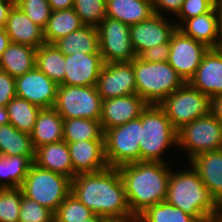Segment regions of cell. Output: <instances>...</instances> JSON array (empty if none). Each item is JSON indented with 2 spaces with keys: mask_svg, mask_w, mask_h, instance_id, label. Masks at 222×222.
Wrapping results in <instances>:
<instances>
[{
  "mask_svg": "<svg viewBox=\"0 0 222 222\" xmlns=\"http://www.w3.org/2000/svg\"><path fill=\"white\" fill-rule=\"evenodd\" d=\"M15 97V78L0 69V105L6 107Z\"/></svg>",
  "mask_w": 222,
  "mask_h": 222,
  "instance_id": "41",
  "label": "cell"
},
{
  "mask_svg": "<svg viewBox=\"0 0 222 222\" xmlns=\"http://www.w3.org/2000/svg\"><path fill=\"white\" fill-rule=\"evenodd\" d=\"M0 155L1 156H35L31 135L19 131L12 124L0 126Z\"/></svg>",
  "mask_w": 222,
  "mask_h": 222,
  "instance_id": "31",
  "label": "cell"
},
{
  "mask_svg": "<svg viewBox=\"0 0 222 222\" xmlns=\"http://www.w3.org/2000/svg\"><path fill=\"white\" fill-rule=\"evenodd\" d=\"M176 29V24L166 15L160 14H153L149 19L130 26L131 45L136 56L151 47L170 43L171 35Z\"/></svg>",
  "mask_w": 222,
  "mask_h": 222,
  "instance_id": "13",
  "label": "cell"
},
{
  "mask_svg": "<svg viewBox=\"0 0 222 222\" xmlns=\"http://www.w3.org/2000/svg\"><path fill=\"white\" fill-rule=\"evenodd\" d=\"M136 222H196V219L165 200L146 208Z\"/></svg>",
  "mask_w": 222,
  "mask_h": 222,
  "instance_id": "34",
  "label": "cell"
},
{
  "mask_svg": "<svg viewBox=\"0 0 222 222\" xmlns=\"http://www.w3.org/2000/svg\"><path fill=\"white\" fill-rule=\"evenodd\" d=\"M83 222H109V221L98 214H94L93 216L84 220Z\"/></svg>",
  "mask_w": 222,
  "mask_h": 222,
  "instance_id": "51",
  "label": "cell"
},
{
  "mask_svg": "<svg viewBox=\"0 0 222 222\" xmlns=\"http://www.w3.org/2000/svg\"><path fill=\"white\" fill-rule=\"evenodd\" d=\"M63 140L67 143L85 140H104L101 122L86 118L64 119Z\"/></svg>",
  "mask_w": 222,
  "mask_h": 222,
  "instance_id": "32",
  "label": "cell"
},
{
  "mask_svg": "<svg viewBox=\"0 0 222 222\" xmlns=\"http://www.w3.org/2000/svg\"><path fill=\"white\" fill-rule=\"evenodd\" d=\"M71 194L109 222H136L118 168L109 166L97 172L76 174L71 181Z\"/></svg>",
  "mask_w": 222,
  "mask_h": 222,
  "instance_id": "1",
  "label": "cell"
},
{
  "mask_svg": "<svg viewBox=\"0 0 222 222\" xmlns=\"http://www.w3.org/2000/svg\"><path fill=\"white\" fill-rule=\"evenodd\" d=\"M15 5V0H0V27L5 28L9 13L13 6Z\"/></svg>",
  "mask_w": 222,
  "mask_h": 222,
  "instance_id": "44",
  "label": "cell"
},
{
  "mask_svg": "<svg viewBox=\"0 0 222 222\" xmlns=\"http://www.w3.org/2000/svg\"><path fill=\"white\" fill-rule=\"evenodd\" d=\"M106 0H75L73 9L84 25L97 27L106 18Z\"/></svg>",
  "mask_w": 222,
  "mask_h": 222,
  "instance_id": "36",
  "label": "cell"
},
{
  "mask_svg": "<svg viewBox=\"0 0 222 222\" xmlns=\"http://www.w3.org/2000/svg\"><path fill=\"white\" fill-rule=\"evenodd\" d=\"M18 222H54V213L22 194Z\"/></svg>",
  "mask_w": 222,
  "mask_h": 222,
  "instance_id": "39",
  "label": "cell"
},
{
  "mask_svg": "<svg viewBox=\"0 0 222 222\" xmlns=\"http://www.w3.org/2000/svg\"><path fill=\"white\" fill-rule=\"evenodd\" d=\"M9 123L21 132L31 134L41 108L29 101L15 97L7 105Z\"/></svg>",
  "mask_w": 222,
  "mask_h": 222,
  "instance_id": "33",
  "label": "cell"
},
{
  "mask_svg": "<svg viewBox=\"0 0 222 222\" xmlns=\"http://www.w3.org/2000/svg\"><path fill=\"white\" fill-rule=\"evenodd\" d=\"M215 5V0H184L179 13L174 17L177 18V28L186 20L200 14L209 12Z\"/></svg>",
  "mask_w": 222,
  "mask_h": 222,
  "instance_id": "40",
  "label": "cell"
},
{
  "mask_svg": "<svg viewBox=\"0 0 222 222\" xmlns=\"http://www.w3.org/2000/svg\"><path fill=\"white\" fill-rule=\"evenodd\" d=\"M170 54V44H160L145 50L139 57L148 62H167Z\"/></svg>",
  "mask_w": 222,
  "mask_h": 222,
  "instance_id": "42",
  "label": "cell"
},
{
  "mask_svg": "<svg viewBox=\"0 0 222 222\" xmlns=\"http://www.w3.org/2000/svg\"><path fill=\"white\" fill-rule=\"evenodd\" d=\"M184 148L188 160L201 153L222 149V124L210 112L177 130V147Z\"/></svg>",
  "mask_w": 222,
  "mask_h": 222,
  "instance_id": "8",
  "label": "cell"
},
{
  "mask_svg": "<svg viewBox=\"0 0 222 222\" xmlns=\"http://www.w3.org/2000/svg\"><path fill=\"white\" fill-rule=\"evenodd\" d=\"M217 201L222 198V149L205 152L189 161Z\"/></svg>",
  "mask_w": 222,
  "mask_h": 222,
  "instance_id": "23",
  "label": "cell"
},
{
  "mask_svg": "<svg viewBox=\"0 0 222 222\" xmlns=\"http://www.w3.org/2000/svg\"><path fill=\"white\" fill-rule=\"evenodd\" d=\"M21 200L20 188L0 189V222H18Z\"/></svg>",
  "mask_w": 222,
  "mask_h": 222,
  "instance_id": "37",
  "label": "cell"
},
{
  "mask_svg": "<svg viewBox=\"0 0 222 222\" xmlns=\"http://www.w3.org/2000/svg\"><path fill=\"white\" fill-rule=\"evenodd\" d=\"M63 119L86 118L100 120L102 98L96 85L72 86L60 84L53 107Z\"/></svg>",
  "mask_w": 222,
  "mask_h": 222,
  "instance_id": "10",
  "label": "cell"
},
{
  "mask_svg": "<svg viewBox=\"0 0 222 222\" xmlns=\"http://www.w3.org/2000/svg\"><path fill=\"white\" fill-rule=\"evenodd\" d=\"M155 14L164 15L169 12L171 17L177 15L182 8L184 0H151ZM166 12H163V11Z\"/></svg>",
  "mask_w": 222,
  "mask_h": 222,
  "instance_id": "43",
  "label": "cell"
},
{
  "mask_svg": "<svg viewBox=\"0 0 222 222\" xmlns=\"http://www.w3.org/2000/svg\"><path fill=\"white\" fill-rule=\"evenodd\" d=\"M188 83L210 98L222 95V47L208 49Z\"/></svg>",
  "mask_w": 222,
  "mask_h": 222,
  "instance_id": "18",
  "label": "cell"
},
{
  "mask_svg": "<svg viewBox=\"0 0 222 222\" xmlns=\"http://www.w3.org/2000/svg\"><path fill=\"white\" fill-rule=\"evenodd\" d=\"M97 30L104 63L131 62L136 57L131 45L129 25L106 17L97 26Z\"/></svg>",
  "mask_w": 222,
  "mask_h": 222,
  "instance_id": "11",
  "label": "cell"
},
{
  "mask_svg": "<svg viewBox=\"0 0 222 222\" xmlns=\"http://www.w3.org/2000/svg\"><path fill=\"white\" fill-rule=\"evenodd\" d=\"M9 123V117L6 107L0 105V126Z\"/></svg>",
  "mask_w": 222,
  "mask_h": 222,
  "instance_id": "50",
  "label": "cell"
},
{
  "mask_svg": "<svg viewBox=\"0 0 222 222\" xmlns=\"http://www.w3.org/2000/svg\"><path fill=\"white\" fill-rule=\"evenodd\" d=\"M139 118L140 161L168 163L162 156L170 146H177V130L158 105H148Z\"/></svg>",
  "mask_w": 222,
  "mask_h": 222,
  "instance_id": "5",
  "label": "cell"
},
{
  "mask_svg": "<svg viewBox=\"0 0 222 222\" xmlns=\"http://www.w3.org/2000/svg\"><path fill=\"white\" fill-rule=\"evenodd\" d=\"M169 44L170 54L167 62L184 82H188L209 48L202 42L185 36L179 29L171 35Z\"/></svg>",
  "mask_w": 222,
  "mask_h": 222,
  "instance_id": "12",
  "label": "cell"
},
{
  "mask_svg": "<svg viewBox=\"0 0 222 222\" xmlns=\"http://www.w3.org/2000/svg\"><path fill=\"white\" fill-rule=\"evenodd\" d=\"M196 222H215V219L213 216H211L204 219L196 220Z\"/></svg>",
  "mask_w": 222,
  "mask_h": 222,
  "instance_id": "52",
  "label": "cell"
},
{
  "mask_svg": "<svg viewBox=\"0 0 222 222\" xmlns=\"http://www.w3.org/2000/svg\"><path fill=\"white\" fill-rule=\"evenodd\" d=\"M214 8L217 14L218 31L222 38V0H215Z\"/></svg>",
  "mask_w": 222,
  "mask_h": 222,
  "instance_id": "47",
  "label": "cell"
},
{
  "mask_svg": "<svg viewBox=\"0 0 222 222\" xmlns=\"http://www.w3.org/2000/svg\"><path fill=\"white\" fill-rule=\"evenodd\" d=\"M52 11L73 8L75 0H48Z\"/></svg>",
  "mask_w": 222,
  "mask_h": 222,
  "instance_id": "46",
  "label": "cell"
},
{
  "mask_svg": "<svg viewBox=\"0 0 222 222\" xmlns=\"http://www.w3.org/2000/svg\"><path fill=\"white\" fill-rule=\"evenodd\" d=\"M132 65L136 94L149 105H159L185 83L168 62H148L136 56Z\"/></svg>",
  "mask_w": 222,
  "mask_h": 222,
  "instance_id": "4",
  "label": "cell"
},
{
  "mask_svg": "<svg viewBox=\"0 0 222 222\" xmlns=\"http://www.w3.org/2000/svg\"><path fill=\"white\" fill-rule=\"evenodd\" d=\"M141 128L142 121L137 118L104 131L105 158L108 166L118 168L140 161Z\"/></svg>",
  "mask_w": 222,
  "mask_h": 222,
  "instance_id": "9",
  "label": "cell"
},
{
  "mask_svg": "<svg viewBox=\"0 0 222 222\" xmlns=\"http://www.w3.org/2000/svg\"><path fill=\"white\" fill-rule=\"evenodd\" d=\"M166 201L196 220L214 216L216 210V200L193 166L181 172L171 170Z\"/></svg>",
  "mask_w": 222,
  "mask_h": 222,
  "instance_id": "3",
  "label": "cell"
},
{
  "mask_svg": "<svg viewBox=\"0 0 222 222\" xmlns=\"http://www.w3.org/2000/svg\"><path fill=\"white\" fill-rule=\"evenodd\" d=\"M63 117L54 108H42L36 117L31 135L34 150L63 140Z\"/></svg>",
  "mask_w": 222,
  "mask_h": 222,
  "instance_id": "24",
  "label": "cell"
},
{
  "mask_svg": "<svg viewBox=\"0 0 222 222\" xmlns=\"http://www.w3.org/2000/svg\"><path fill=\"white\" fill-rule=\"evenodd\" d=\"M211 113L222 124V95L211 98Z\"/></svg>",
  "mask_w": 222,
  "mask_h": 222,
  "instance_id": "45",
  "label": "cell"
},
{
  "mask_svg": "<svg viewBox=\"0 0 222 222\" xmlns=\"http://www.w3.org/2000/svg\"><path fill=\"white\" fill-rule=\"evenodd\" d=\"M58 86L36 66L15 78L16 97L25 99L41 109L54 107Z\"/></svg>",
  "mask_w": 222,
  "mask_h": 222,
  "instance_id": "14",
  "label": "cell"
},
{
  "mask_svg": "<svg viewBox=\"0 0 222 222\" xmlns=\"http://www.w3.org/2000/svg\"><path fill=\"white\" fill-rule=\"evenodd\" d=\"M34 159L35 156L0 155V189L19 188L33 164Z\"/></svg>",
  "mask_w": 222,
  "mask_h": 222,
  "instance_id": "29",
  "label": "cell"
},
{
  "mask_svg": "<svg viewBox=\"0 0 222 222\" xmlns=\"http://www.w3.org/2000/svg\"><path fill=\"white\" fill-rule=\"evenodd\" d=\"M176 130L211 112V98L185 82L158 105Z\"/></svg>",
  "mask_w": 222,
  "mask_h": 222,
  "instance_id": "7",
  "label": "cell"
},
{
  "mask_svg": "<svg viewBox=\"0 0 222 222\" xmlns=\"http://www.w3.org/2000/svg\"><path fill=\"white\" fill-rule=\"evenodd\" d=\"M71 181L70 178L41 168L33 162L19 188L23 196L55 213L71 193Z\"/></svg>",
  "mask_w": 222,
  "mask_h": 222,
  "instance_id": "6",
  "label": "cell"
},
{
  "mask_svg": "<svg viewBox=\"0 0 222 222\" xmlns=\"http://www.w3.org/2000/svg\"><path fill=\"white\" fill-rule=\"evenodd\" d=\"M15 5L42 29L46 27L52 12L48 0H15Z\"/></svg>",
  "mask_w": 222,
  "mask_h": 222,
  "instance_id": "38",
  "label": "cell"
},
{
  "mask_svg": "<svg viewBox=\"0 0 222 222\" xmlns=\"http://www.w3.org/2000/svg\"><path fill=\"white\" fill-rule=\"evenodd\" d=\"M73 170L76 174L101 171L108 166L104 140H85L67 143Z\"/></svg>",
  "mask_w": 222,
  "mask_h": 222,
  "instance_id": "19",
  "label": "cell"
},
{
  "mask_svg": "<svg viewBox=\"0 0 222 222\" xmlns=\"http://www.w3.org/2000/svg\"><path fill=\"white\" fill-rule=\"evenodd\" d=\"M5 30L11 43L29 45L36 49L45 43L43 29L16 5L9 13Z\"/></svg>",
  "mask_w": 222,
  "mask_h": 222,
  "instance_id": "20",
  "label": "cell"
},
{
  "mask_svg": "<svg viewBox=\"0 0 222 222\" xmlns=\"http://www.w3.org/2000/svg\"><path fill=\"white\" fill-rule=\"evenodd\" d=\"M55 46L64 55L75 53H100L99 34L97 27L84 25L81 28L60 38Z\"/></svg>",
  "mask_w": 222,
  "mask_h": 222,
  "instance_id": "27",
  "label": "cell"
},
{
  "mask_svg": "<svg viewBox=\"0 0 222 222\" xmlns=\"http://www.w3.org/2000/svg\"><path fill=\"white\" fill-rule=\"evenodd\" d=\"M96 88L102 100L136 94L132 61L104 63Z\"/></svg>",
  "mask_w": 222,
  "mask_h": 222,
  "instance_id": "15",
  "label": "cell"
},
{
  "mask_svg": "<svg viewBox=\"0 0 222 222\" xmlns=\"http://www.w3.org/2000/svg\"><path fill=\"white\" fill-rule=\"evenodd\" d=\"M106 17L132 26L149 19L154 13L151 0H106Z\"/></svg>",
  "mask_w": 222,
  "mask_h": 222,
  "instance_id": "25",
  "label": "cell"
},
{
  "mask_svg": "<svg viewBox=\"0 0 222 222\" xmlns=\"http://www.w3.org/2000/svg\"><path fill=\"white\" fill-rule=\"evenodd\" d=\"M149 104L137 94L102 100L100 122L103 131L137 119Z\"/></svg>",
  "mask_w": 222,
  "mask_h": 222,
  "instance_id": "16",
  "label": "cell"
},
{
  "mask_svg": "<svg viewBox=\"0 0 222 222\" xmlns=\"http://www.w3.org/2000/svg\"><path fill=\"white\" fill-rule=\"evenodd\" d=\"M84 26L73 8L52 11L43 29L45 43L54 44L60 38Z\"/></svg>",
  "mask_w": 222,
  "mask_h": 222,
  "instance_id": "28",
  "label": "cell"
},
{
  "mask_svg": "<svg viewBox=\"0 0 222 222\" xmlns=\"http://www.w3.org/2000/svg\"><path fill=\"white\" fill-rule=\"evenodd\" d=\"M213 217L215 222H222V198L216 201V210Z\"/></svg>",
  "mask_w": 222,
  "mask_h": 222,
  "instance_id": "49",
  "label": "cell"
},
{
  "mask_svg": "<svg viewBox=\"0 0 222 222\" xmlns=\"http://www.w3.org/2000/svg\"><path fill=\"white\" fill-rule=\"evenodd\" d=\"M93 215L89 208L70 193L54 213V222H83Z\"/></svg>",
  "mask_w": 222,
  "mask_h": 222,
  "instance_id": "35",
  "label": "cell"
},
{
  "mask_svg": "<svg viewBox=\"0 0 222 222\" xmlns=\"http://www.w3.org/2000/svg\"><path fill=\"white\" fill-rule=\"evenodd\" d=\"M65 64V55L55 44L44 43L37 48L35 66L58 85L64 81Z\"/></svg>",
  "mask_w": 222,
  "mask_h": 222,
  "instance_id": "30",
  "label": "cell"
},
{
  "mask_svg": "<svg viewBox=\"0 0 222 222\" xmlns=\"http://www.w3.org/2000/svg\"><path fill=\"white\" fill-rule=\"evenodd\" d=\"M170 169L168 163L150 161L118 167L129 209L135 217L149 206L166 200Z\"/></svg>",
  "mask_w": 222,
  "mask_h": 222,
  "instance_id": "2",
  "label": "cell"
},
{
  "mask_svg": "<svg viewBox=\"0 0 222 222\" xmlns=\"http://www.w3.org/2000/svg\"><path fill=\"white\" fill-rule=\"evenodd\" d=\"M36 48L11 43L0 57V69L17 78L35 67Z\"/></svg>",
  "mask_w": 222,
  "mask_h": 222,
  "instance_id": "26",
  "label": "cell"
},
{
  "mask_svg": "<svg viewBox=\"0 0 222 222\" xmlns=\"http://www.w3.org/2000/svg\"><path fill=\"white\" fill-rule=\"evenodd\" d=\"M9 44H10L9 36L5 28H2L0 30V57L2 56V53L7 49V46Z\"/></svg>",
  "mask_w": 222,
  "mask_h": 222,
  "instance_id": "48",
  "label": "cell"
},
{
  "mask_svg": "<svg viewBox=\"0 0 222 222\" xmlns=\"http://www.w3.org/2000/svg\"><path fill=\"white\" fill-rule=\"evenodd\" d=\"M34 163L71 180L76 175L73 170L69 147L64 140L38 147L35 150Z\"/></svg>",
  "mask_w": 222,
  "mask_h": 222,
  "instance_id": "22",
  "label": "cell"
},
{
  "mask_svg": "<svg viewBox=\"0 0 222 222\" xmlns=\"http://www.w3.org/2000/svg\"><path fill=\"white\" fill-rule=\"evenodd\" d=\"M177 29L185 36L202 42L208 48L222 47V38L218 31L217 14L214 7L209 12L186 19Z\"/></svg>",
  "mask_w": 222,
  "mask_h": 222,
  "instance_id": "21",
  "label": "cell"
},
{
  "mask_svg": "<svg viewBox=\"0 0 222 222\" xmlns=\"http://www.w3.org/2000/svg\"><path fill=\"white\" fill-rule=\"evenodd\" d=\"M65 76L61 84L94 86L104 65L100 53H75L65 55Z\"/></svg>",
  "mask_w": 222,
  "mask_h": 222,
  "instance_id": "17",
  "label": "cell"
}]
</instances>
